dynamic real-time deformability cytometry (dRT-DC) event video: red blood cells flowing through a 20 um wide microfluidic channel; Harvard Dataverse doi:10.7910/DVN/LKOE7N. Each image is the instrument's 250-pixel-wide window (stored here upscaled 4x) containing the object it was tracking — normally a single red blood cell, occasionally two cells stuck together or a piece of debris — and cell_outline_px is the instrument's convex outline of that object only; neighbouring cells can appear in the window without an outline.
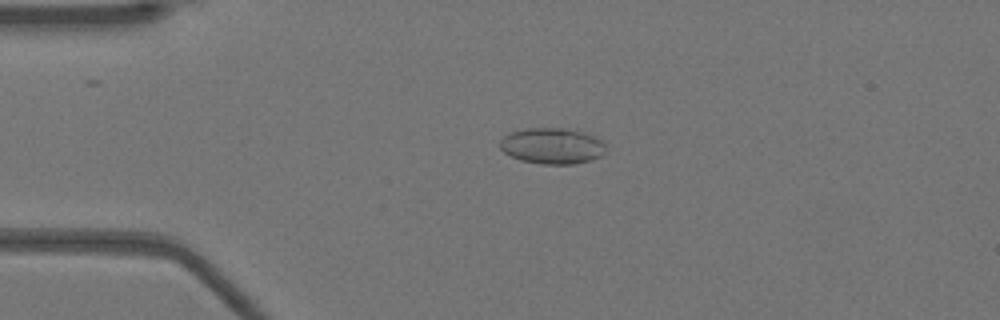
{"species": "Egyptian fruit bat (a non-hibernating species)", "species_latin": "Rousettus aegyptiacus", "temperature_condition": "warm", "stored_images_in_passage": 17, "camera_frame_rate_fps": 3000, "um_per_image_px": 0.085, "animal": {"sex": "female"}, "frame": {"image": 1, "passage_image": 12, "time_ms": 3.667, "image_size_px": [1000, 320], "cell_outline_px": [[608, 152], [592, 160], [572, 164], [540, 164], [520, 160], [504, 152], [500, 148], [500, 140], [508, 132], [524, 128], [568, 128], [592, 136], [600, 140], [604, 144]], "centroid_in_image_um": [46.92, 12.4], "position_along_channel_um": 38.1, "area_um2": 22.31}}